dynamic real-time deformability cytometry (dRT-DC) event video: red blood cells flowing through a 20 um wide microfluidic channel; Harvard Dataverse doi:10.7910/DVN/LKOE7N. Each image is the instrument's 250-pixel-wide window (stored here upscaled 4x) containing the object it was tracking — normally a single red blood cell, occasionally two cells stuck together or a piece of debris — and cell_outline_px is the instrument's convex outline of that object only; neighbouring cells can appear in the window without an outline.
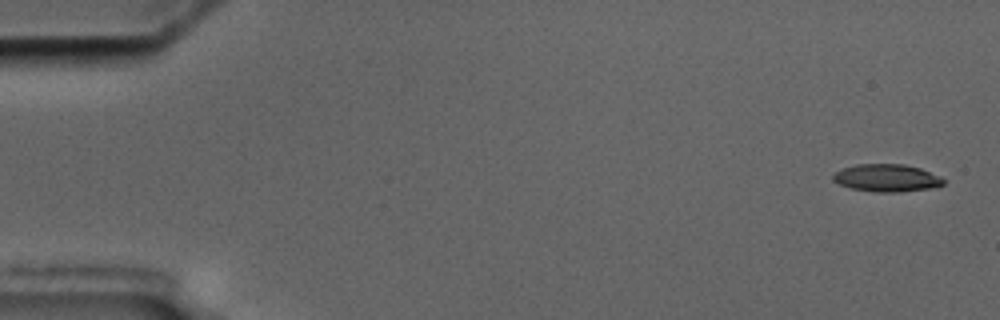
{"species": "common noctule bat (a hibernating species)", "species_latin": "Nyctalus noctula", "temperature_condition": "cold", "stored_images_in_passage": 5, "camera_frame_rate_fps": 3000, "um_per_image_px": 0.085, "animal": {"sex": "male", "body_mass_g": 17.5, "forearm_length_mm": 52.3}, "frame": {"image": 1, "passage_image": 1, "time_ms": 0.0, "image_size_px": [1000, 320], "cell_outline_px": [[944, 184], [928, 188], [900, 192], [876, 192], [852, 188], [840, 184], [832, 180], [832, 176], [840, 168], [856, 164], [904, 164], [920, 168], [940, 176], [944, 180]], "centroid_in_image_um": [75.34, 15.11], "position_along_channel_um": 9.7, "area_um2": 17.63}}
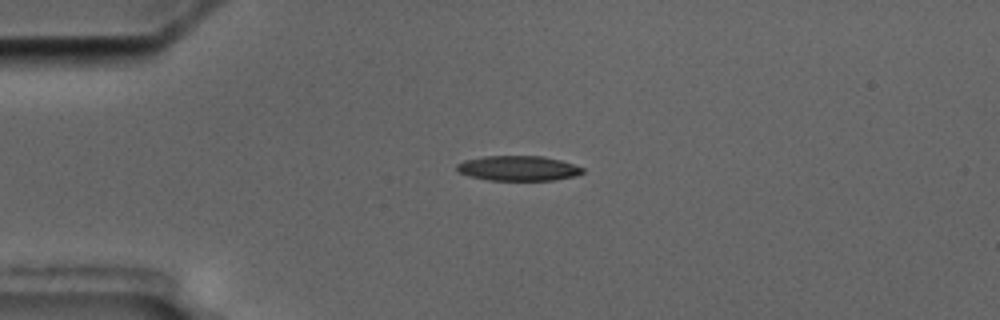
{"frame": {"image": 2, "passage_image": 4, "time_ms": 4.0, "image_size_px": [1000, 320], "cell_outline_px": [[584, 172], [576, 176], [556, 180], [488, 180], [468, 176], [460, 172], [456, 168], [456, 164], [464, 160], [484, 156], [544, 156], [560, 160], [584, 168]], "centroid_in_image_um": [44.05, 14.3], "position_along_channel_um": 40.9, "area_um2": 18.38}}